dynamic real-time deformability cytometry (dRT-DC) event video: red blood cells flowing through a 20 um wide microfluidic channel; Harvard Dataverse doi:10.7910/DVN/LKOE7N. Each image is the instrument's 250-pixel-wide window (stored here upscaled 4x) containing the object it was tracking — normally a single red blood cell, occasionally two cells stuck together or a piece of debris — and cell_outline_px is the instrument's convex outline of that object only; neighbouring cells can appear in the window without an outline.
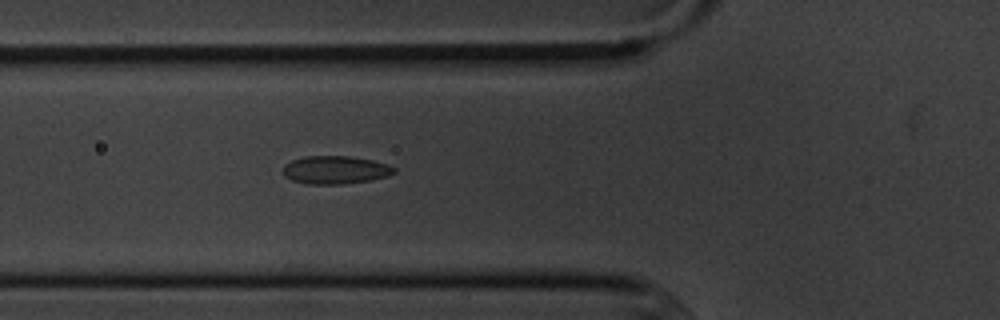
{"species": "common noctule bat (a hibernating species)", "species_latin": "Nyctalus noctula", "temperature_condition": "cold", "stored_images_in_passage": 2, "camera_frame_rate_fps": 3000, "um_per_image_px": 0.085, "animal": {"sex": "male", "body_mass_g": 20.1, "forearm_length_mm": 53.5}, "frame": {"image": 1, "passage_image": 2, "time_ms": 1.0, "image_size_px": [1000, 320], "cell_outline_px": [[396, 172], [388, 176], [368, 180], [340, 184], [304, 184], [292, 180], [284, 176], [284, 164], [292, 160], [304, 156], [348, 156], [372, 160], [388, 164], [396, 168]], "centroid_in_image_um": [28.49, 14.44], "position_along_channel_um": 97.3, "area_um2": 18.15}}